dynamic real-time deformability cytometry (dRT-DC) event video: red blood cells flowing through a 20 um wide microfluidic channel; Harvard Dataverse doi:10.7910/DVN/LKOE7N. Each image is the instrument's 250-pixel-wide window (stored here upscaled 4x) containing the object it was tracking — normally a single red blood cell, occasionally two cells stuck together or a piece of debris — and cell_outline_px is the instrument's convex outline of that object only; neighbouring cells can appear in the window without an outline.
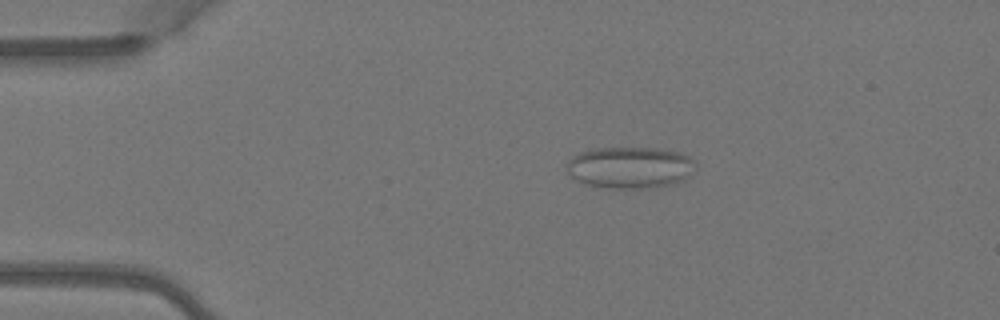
{"species": "Egyptian fruit bat (a non-hibernating species)", "species_latin": "Rousettus aegyptiacus", "temperature_condition": "warm", "stored_images_in_passage": 4, "camera_frame_rate_fps": 3000, "um_per_image_px": 0.085, "animal": {"sex": "female"}, "frame": {"image": 1, "passage_image": 2, "time_ms": 0.333, "image_size_px": [1000, 320], "cell_outline_px": [[696, 168], [684, 180], [676, 184], [656, 188], [612, 188], [588, 184], [576, 180], [568, 172], [564, 164], [572, 156], [580, 152], [596, 148], [656, 148], [676, 152], [688, 156], [696, 164]], "centroid_in_image_um": [53.56, 14.24], "position_along_channel_um": 31.4, "area_um2": 31.39}}
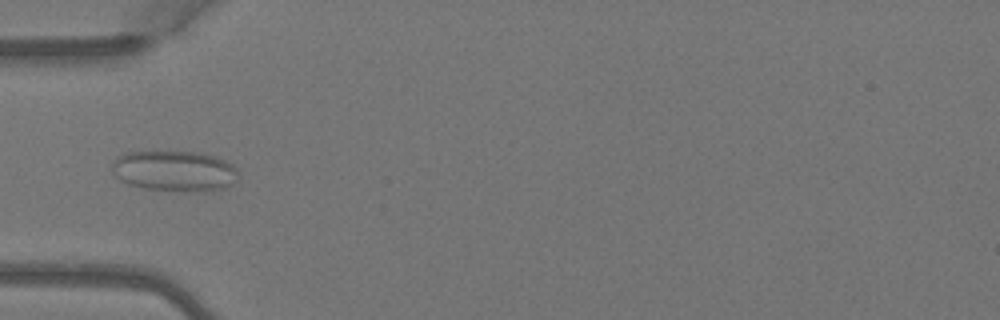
{"frame": {"image": 2, "passage_image": 4, "time_ms": 1.0, "image_size_px": [1000, 320], "cell_outline_px": [[240, 176], [232, 184], [224, 188], [204, 192], [192, 192], [144, 188], [128, 184], [112, 176], [112, 160], [116, 156], [124, 152], [204, 152], [216, 156], [232, 164], [240, 172]], "centroid_in_image_um": [14.84, 14.53], "position_along_channel_um": 70.2, "area_um2": 30.58}}